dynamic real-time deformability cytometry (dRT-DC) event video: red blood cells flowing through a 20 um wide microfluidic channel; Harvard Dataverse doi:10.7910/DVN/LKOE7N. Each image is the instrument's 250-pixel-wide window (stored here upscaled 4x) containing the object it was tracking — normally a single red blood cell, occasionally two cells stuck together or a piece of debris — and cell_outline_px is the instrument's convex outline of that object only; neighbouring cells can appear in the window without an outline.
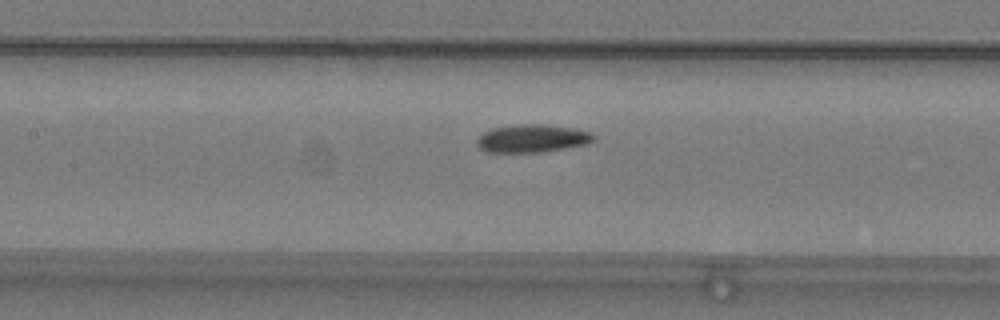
{"species": "common noctule bat (a hibernating species)", "species_latin": "Nyctalus noctula", "temperature_condition": "warm", "stored_images_in_passage": 43, "camera_frame_rate_fps": 3000, "um_per_image_px": 0.085, "animal": {"sex": "male", "body_mass_g": 19.2, "forearm_length_mm": 51.8}, "frame": {"image": 1, "passage_image": 14, "time_ms": 4.333, "image_size_px": [1000, 320], "cell_outline_px": [[596, 140], [588, 144], [540, 152], [488, 152], [480, 148], [476, 144], [476, 140], [484, 132], [492, 128], [512, 124], [544, 124], [572, 128], [588, 132], [596, 136]], "centroid_in_image_um": [45.23, 11.76], "position_along_channel_um": 162.2, "area_um2": 19.02}}
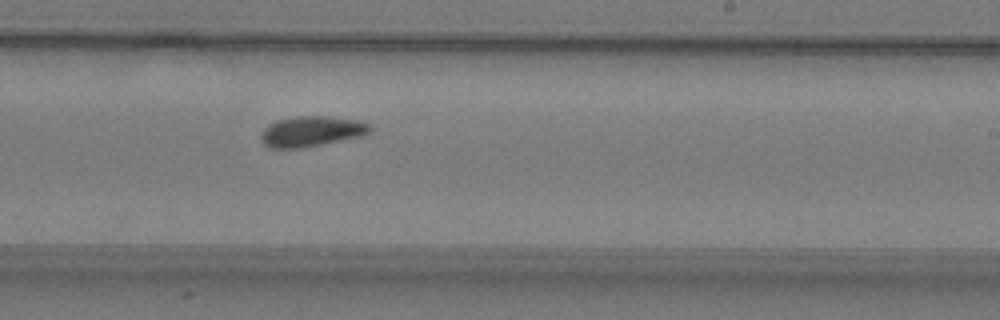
{"frame": {"image": 2, "passage_image": 22, "time_ms": 7.0, "image_size_px": [1000, 320], "cell_outline_px": [[372, 128], [368, 132], [360, 136], [300, 148], [268, 148], [260, 140], [260, 136], [264, 128], [268, 124], [276, 120], [296, 116], [328, 116], [356, 120], [368, 124]], "centroid_in_image_um": [26.39, 11.16], "position_along_channel_um": 262.6, "area_um2": 19.13}}
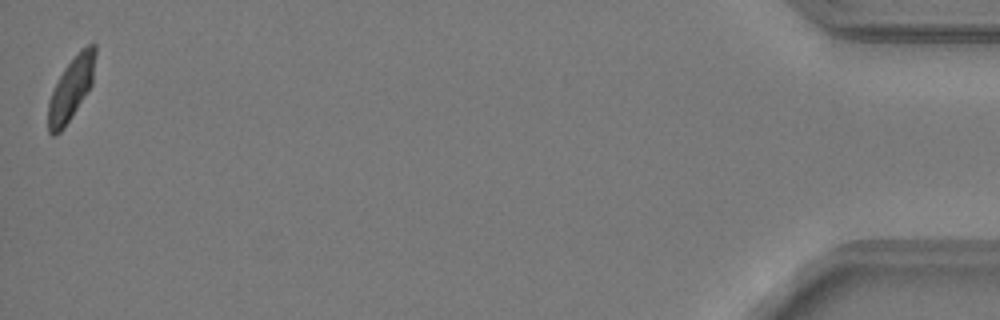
{"frame": {"image": 3, "passage_image": 43, "time_ms": 14.0, "image_size_px": [1000, 320], "cell_outline_px": [[96, 56], [92, 84], [64, 128], [60, 132], [52, 136], [48, 132], [48, 104], [52, 92], [64, 68], [80, 48], [88, 44], [96, 44]], "centroid_in_image_um": [6.06, 7.5], "position_along_channel_um": 429.1, "area_um2": 17.17}, "authors_computed_cell_mechanics": {"area_um2": 18.6116, "velocity_mm_per_s": 3.7799, "shape_relaxation_time_tau1_ms": 6.1345, "shape_relaxation_time_tau2_ms": 5.7949, "deformation_change_tau1": 0.1459, "deformation_change_tau2": 0.0991}}